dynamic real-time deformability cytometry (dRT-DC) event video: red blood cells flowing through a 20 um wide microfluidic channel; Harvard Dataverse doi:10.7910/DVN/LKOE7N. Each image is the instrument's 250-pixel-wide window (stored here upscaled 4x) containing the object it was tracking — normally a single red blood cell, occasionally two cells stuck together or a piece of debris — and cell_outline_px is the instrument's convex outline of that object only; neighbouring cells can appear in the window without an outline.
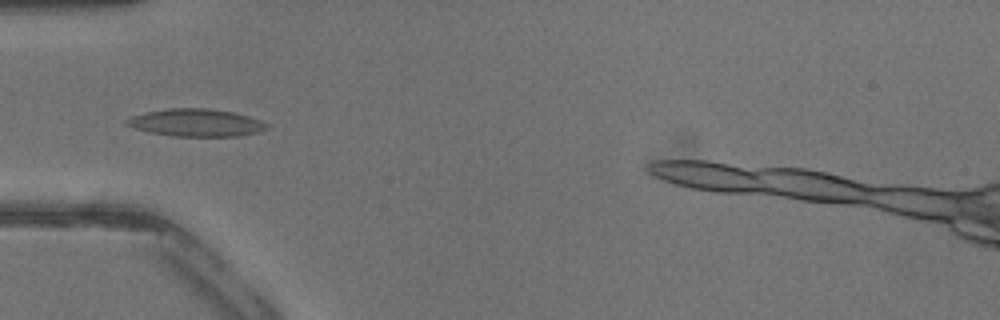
{"species": "common noctule bat (a hibernating species)", "species_latin": "Nyctalus noctula", "temperature_condition": "warm", "stored_images_in_passage": 36, "camera_frame_rate_fps": 3000, "um_per_image_px": 0.085, "animal": {"sex": "male", "body_mass_g": 13.3}, "frame": {"image": 1, "passage_image": 13, "time_ms": 4.0, "image_size_px": [1000, 320], "cell_outline_px": [[268, 128], [260, 132], [240, 136], [172, 136], [148, 132], [132, 128], [124, 124], [124, 120], [132, 116], [148, 112], [168, 108], [208, 108], [232, 112], [248, 116], [260, 120], [268, 124]], "centroid_in_image_um": [16.65, 10.43], "position_along_channel_um": 68.4, "area_um2": 22.6}}
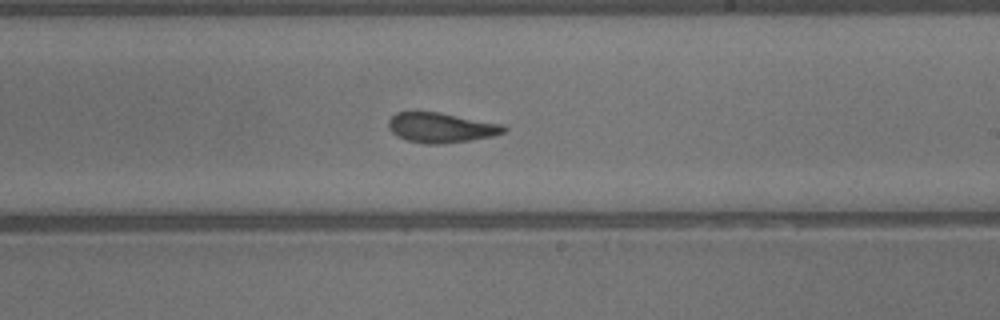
{"frame": {"image": 2, "passage_image": 24, "time_ms": 7.667, "image_size_px": [1000, 320], "cell_outline_px": [[508, 128], [504, 132], [492, 136], [444, 144], [424, 144], [408, 140], [392, 132], [388, 128], [388, 120], [396, 112], [416, 108], [440, 112], [504, 124]], "centroid_in_image_um": [37.45, 10.8], "position_along_channel_um": 251.6, "area_um2": 20.75}}
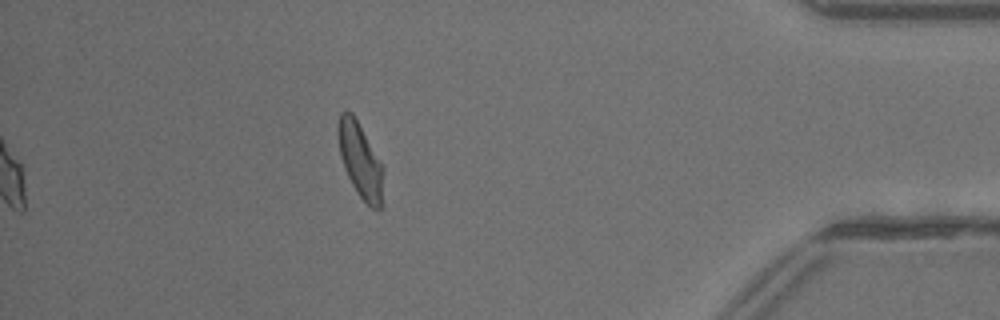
{"frame": {"image": 3, "passage_image": 36, "time_ms": 11.667, "image_size_px": [1000, 320], "cell_outline_px": [[384, 168], [380, 208], [376, 212], [356, 192], [344, 168], [340, 156], [336, 132], [336, 124], [340, 112], [352, 112]], "centroid_in_image_um": [30.58, 13.61], "position_along_channel_um": 404.6, "area_um2": 19.65}}